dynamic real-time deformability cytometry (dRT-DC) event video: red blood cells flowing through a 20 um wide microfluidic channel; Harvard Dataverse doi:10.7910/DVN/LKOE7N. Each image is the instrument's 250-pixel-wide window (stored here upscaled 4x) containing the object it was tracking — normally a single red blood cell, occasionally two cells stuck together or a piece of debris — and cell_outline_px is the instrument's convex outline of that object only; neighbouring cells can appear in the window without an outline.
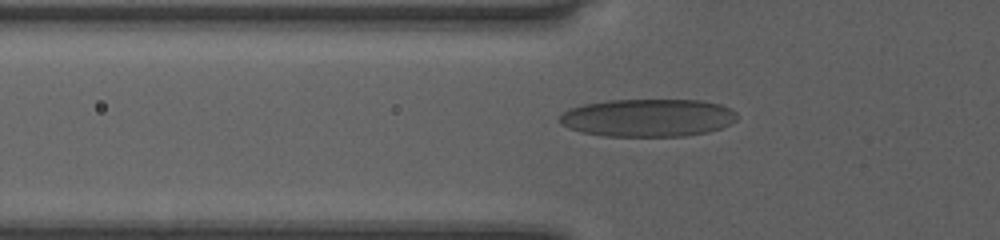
{"species": "human", "species_latin": "Homo sapiens", "temperature_condition": "room temperature", "stored_images_in_passage": 43, "camera_frame_rate_fps": 3000, "um_per_image_px": 0.085, "donor": {"sex": "female"}, "frame": {"image": 1, "passage_image": 13, "time_ms": 4.0, "image_size_px": [1000, 240], "cell_outline_px": [[736, 120], [720, 128], [708, 132], [684, 136], [604, 136], [580, 132], [568, 128], [560, 124], [560, 112], [584, 104], [608, 100], [700, 100], [720, 104], [736, 112]], "centroid_in_image_um": [55.03, 10.01], "position_along_channel_um": 70.8, "area_um2": 39.13}}
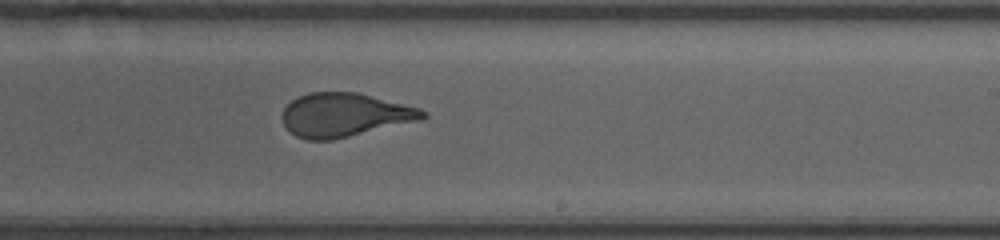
{"frame": {"image": 2, "passage_image": 27, "time_ms": 8.667, "image_size_px": [1000, 240], "cell_outline_px": [[428, 116], [424, 120], [332, 140], [308, 140], [296, 136], [284, 124], [280, 116], [284, 108], [292, 100], [308, 92], [360, 92], [420, 108], [428, 112]], "centroid_in_image_um": [29.34, 9.76], "position_along_channel_um": 259.7, "area_um2": 36.18}}
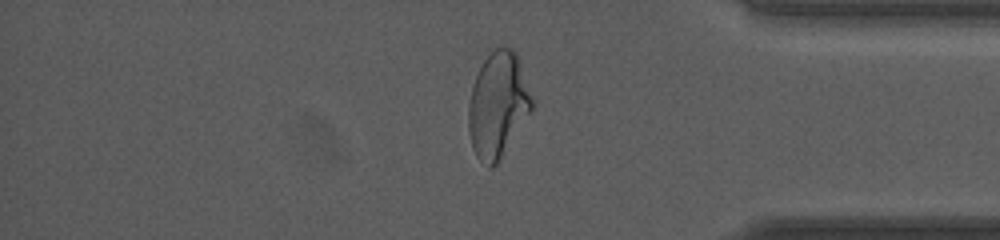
{"frame": {"image": 3, "passage_image": 38, "time_ms": 12.333, "image_size_px": [1000, 240], "cell_outline_px": [[532, 108], [496, 164], [492, 168], [488, 168], [476, 156], [472, 148], [468, 132], [468, 104], [472, 84], [484, 60], [500, 44], [512, 48], [516, 52], [520, 60], [532, 96]], "centroid_in_image_um": [42.29, 8.88], "position_along_channel_um": 392.9, "area_um2": 38.73}}